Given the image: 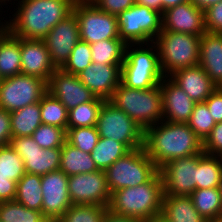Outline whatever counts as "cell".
<instances>
[{"mask_svg":"<svg viewBox=\"0 0 222 222\" xmlns=\"http://www.w3.org/2000/svg\"><path fill=\"white\" fill-rule=\"evenodd\" d=\"M222 175V156L197 154V189L218 188Z\"/></svg>","mask_w":222,"mask_h":222,"instance_id":"f1b7e54d","label":"cell"},{"mask_svg":"<svg viewBox=\"0 0 222 222\" xmlns=\"http://www.w3.org/2000/svg\"><path fill=\"white\" fill-rule=\"evenodd\" d=\"M13 0H0V5H2L3 7L6 5L7 6V3L11 4L12 5V2Z\"/></svg>","mask_w":222,"mask_h":222,"instance_id":"9f6ffc18","label":"cell"},{"mask_svg":"<svg viewBox=\"0 0 222 222\" xmlns=\"http://www.w3.org/2000/svg\"><path fill=\"white\" fill-rule=\"evenodd\" d=\"M187 124L194 133L204 141L216 125V122L208 110L207 105L204 102H199L195 104Z\"/></svg>","mask_w":222,"mask_h":222,"instance_id":"f35d334b","label":"cell"},{"mask_svg":"<svg viewBox=\"0 0 222 222\" xmlns=\"http://www.w3.org/2000/svg\"><path fill=\"white\" fill-rule=\"evenodd\" d=\"M198 64L217 87H222V33L206 31L201 36Z\"/></svg>","mask_w":222,"mask_h":222,"instance_id":"603a6c76","label":"cell"},{"mask_svg":"<svg viewBox=\"0 0 222 222\" xmlns=\"http://www.w3.org/2000/svg\"><path fill=\"white\" fill-rule=\"evenodd\" d=\"M170 78L196 103L205 102L217 88L199 64L178 70Z\"/></svg>","mask_w":222,"mask_h":222,"instance_id":"7402d4cb","label":"cell"},{"mask_svg":"<svg viewBox=\"0 0 222 222\" xmlns=\"http://www.w3.org/2000/svg\"><path fill=\"white\" fill-rule=\"evenodd\" d=\"M15 1H18L16 6ZM75 1L14 0L16 9L9 16L8 31L19 38L44 39L58 22L72 13Z\"/></svg>","mask_w":222,"mask_h":222,"instance_id":"6da1fadb","label":"cell"},{"mask_svg":"<svg viewBox=\"0 0 222 222\" xmlns=\"http://www.w3.org/2000/svg\"><path fill=\"white\" fill-rule=\"evenodd\" d=\"M4 8L2 7V5H0V16H1V20H0V37L3 36L7 31H8V20H4L5 17H3L2 19V13L6 12V11H2ZM2 12V13H1ZM4 20V22H3Z\"/></svg>","mask_w":222,"mask_h":222,"instance_id":"f5cc1de1","label":"cell"},{"mask_svg":"<svg viewBox=\"0 0 222 222\" xmlns=\"http://www.w3.org/2000/svg\"><path fill=\"white\" fill-rule=\"evenodd\" d=\"M208 222H222L221 220H214V221H208Z\"/></svg>","mask_w":222,"mask_h":222,"instance_id":"6f0895ef","label":"cell"},{"mask_svg":"<svg viewBox=\"0 0 222 222\" xmlns=\"http://www.w3.org/2000/svg\"><path fill=\"white\" fill-rule=\"evenodd\" d=\"M90 64H92L91 46L80 40L61 69L67 73L78 75Z\"/></svg>","mask_w":222,"mask_h":222,"instance_id":"60d3db41","label":"cell"},{"mask_svg":"<svg viewBox=\"0 0 222 222\" xmlns=\"http://www.w3.org/2000/svg\"><path fill=\"white\" fill-rule=\"evenodd\" d=\"M21 73L20 38L9 31L0 37V78Z\"/></svg>","mask_w":222,"mask_h":222,"instance_id":"d4e9b609","label":"cell"},{"mask_svg":"<svg viewBox=\"0 0 222 222\" xmlns=\"http://www.w3.org/2000/svg\"><path fill=\"white\" fill-rule=\"evenodd\" d=\"M10 121V112L0 108V147L8 145L12 138Z\"/></svg>","mask_w":222,"mask_h":222,"instance_id":"bcb514c9","label":"cell"},{"mask_svg":"<svg viewBox=\"0 0 222 222\" xmlns=\"http://www.w3.org/2000/svg\"><path fill=\"white\" fill-rule=\"evenodd\" d=\"M218 190H219L220 199H221V202H222V175H221V180L218 184Z\"/></svg>","mask_w":222,"mask_h":222,"instance_id":"11a10c76","label":"cell"},{"mask_svg":"<svg viewBox=\"0 0 222 222\" xmlns=\"http://www.w3.org/2000/svg\"><path fill=\"white\" fill-rule=\"evenodd\" d=\"M26 173L23 159L8 144L0 147V175L18 182Z\"/></svg>","mask_w":222,"mask_h":222,"instance_id":"d590c367","label":"cell"},{"mask_svg":"<svg viewBox=\"0 0 222 222\" xmlns=\"http://www.w3.org/2000/svg\"><path fill=\"white\" fill-rule=\"evenodd\" d=\"M43 40L53 65L56 69H61L75 45L80 41L76 15L72 12L58 22Z\"/></svg>","mask_w":222,"mask_h":222,"instance_id":"9a60e30c","label":"cell"},{"mask_svg":"<svg viewBox=\"0 0 222 222\" xmlns=\"http://www.w3.org/2000/svg\"><path fill=\"white\" fill-rule=\"evenodd\" d=\"M59 170L69 177L80 173L95 172L98 169L90 153H85L66 141L61 148Z\"/></svg>","mask_w":222,"mask_h":222,"instance_id":"484cf974","label":"cell"},{"mask_svg":"<svg viewBox=\"0 0 222 222\" xmlns=\"http://www.w3.org/2000/svg\"><path fill=\"white\" fill-rule=\"evenodd\" d=\"M216 123L222 122V87H217L204 102Z\"/></svg>","mask_w":222,"mask_h":222,"instance_id":"f6af8a7d","label":"cell"},{"mask_svg":"<svg viewBox=\"0 0 222 222\" xmlns=\"http://www.w3.org/2000/svg\"><path fill=\"white\" fill-rule=\"evenodd\" d=\"M142 222H168V221L161 214V215L152 217V218L147 219V220L142 221Z\"/></svg>","mask_w":222,"mask_h":222,"instance_id":"db71d44e","label":"cell"},{"mask_svg":"<svg viewBox=\"0 0 222 222\" xmlns=\"http://www.w3.org/2000/svg\"><path fill=\"white\" fill-rule=\"evenodd\" d=\"M21 73L47 83L56 70L43 39L20 38Z\"/></svg>","mask_w":222,"mask_h":222,"instance_id":"44dd1931","label":"cell"},{"mask_svg":"<svg viewBox=\"0 0 222 222\" xmlns=\"http://www.w3.org/2000/svg\"><path fill=\"white\" fill-rule=\"evenodd\" d=\"M1 222H48L40 211L26 208L19 202H0Z\"/></svg>","mask_w":222,"mask_h":222,"instance_id":"e575fe53","label":"cell"},{"mask_svg":"<svg viewBox=\"0 0 222 222\" xmlns=\"http://www.w3.org/2000/svg\"><path fill=\"white\" fill-rule=\"evenodd\" d=\"M207 32L222 33V1L204 11Z\"/></svg>","mask_w":222,"mask_h":222,"instance_id":"7bdbcfd3","label":"cell"},{"mask_svg":"<svg viewBox=\"0 0 222 222\" xmlns=\"http://www.w3.org/2000/svg\"><path fill=\"white\" fill-rule=\"evenodd\" d=\"M96 128L100 137L123 143L130 150L144 147L145 131L109 100L100 109Z\"/></svg>","mask_w":222,"mask_h":222,"instance_id":"9c48e42d","label":"cell"},{"mask_svg":"<svg viewBox=\"0 0 222 222\" xmlns=\"http://www.w3.org/2000/svg\"><path fill=\"white\" fill-rule=\"evenodd\" d=\"M72 12L78 21L81 41L92 44L119 38L117 16L102 11L91 0H76Z\"/></svg>","mask_w":222,"mask_h":222,"instance_id":"30bf717a","label":"cell"},{"mask_svg":"<svg viewBox=\"0 0 222 222\" xmlns=\"http://www.w3.org/2000/svg\"><path fill=\"white\" fill-rule=\"evenodd\" d=\"M159 169L144 147L131 150L119 158L104 172L111 194L119 189L134 187L148 182Z\"/></svg>","mask_w":222,"mask_h":222,"instance_id":"52a82bcc","label":"cell"},{"mask_svg":"<svg viewBox=\"0 0 222 222\" xmlns=\"http://www.w3.org/2000/svg\"><path fill=\"white\" fill-rule=\"evenodd\" d=\"M163 196V179L158 171L144 184L113 192L108 210L118 216L145 221L161 215Z\"/></svg>","mask_w":222,"mask_h":222,"instance_id":"3957f363","label":"cell"},{"mask_svg":"<svg viewBox=\"0 0 222 222\" xmlns=\"http://www.w3.org/2000/svg\"><path fill=\"white\" fill-rule=\"evenodd\" d=\"M9 145L23 159L26 173L43 176L60 167L61 148L42 149L29 137H12Z\"/></svg>","mask_w":222,"mask_h":222,"instance_id":"5bb4252c","label":"cell"},{"mask_svg":"<svg viewBox=\"0 0 222 222\" xmlns=\"http://www.w3.org/2000/svg\"><path fill=\"white\" fill-rule=\"evenodd\" d=\"M144 148L158 169L167 162L203 153V141L187 123L161 122L148 127Z\"/></svg>","mask_w":222,"mask_h":222,"instance_id":"7a4b0ae2","label":"cell"},{"mask_svg":"<svg viewBox=\"0 0 222 222\" xmlns=\"http://www.w3.org/2000/svg\"><path fill=\"white\" fill-rule=\"evenodd\" d=\"M40 103L10 112L12 137H29L42 124Z\"/></svg>","mask_w":222,"mask_h":222,"instance_id":"4316f807","label":"cell"},{"mask_svg":"<svg viewBox=\"0 0 222 222\" xmlns=\"http://www.w3.org/2000/svg\"><path fill=\"white\" fill-rule=\"evenodd\" d=\"M103 222H142V221L138 220V219L118 216V215L111 213L108 210L106 212V215L104 216Z\"/></svg>","mask_w":222,"mask_h":222,"instance_id":"c3c4849f","label":"cell"},{"mask_svg":"<svg viewBox=\"0 0 222 222\" xmlns=\"http://www.w3.org/2000/svg\"><path fill=\"white\" fill-rule=\"evenodd\" d=\"M100 136L96 126L67 128L66 141L85 153H91Z\"/></svg>","mask_w":222,"mask_h":222,"instance_id":"ab89813d","label":"cell"},{"mask_svg":"<svg viewBox=\"0 0 222 222\" xmlns=\"http://www.w3.org/2000/svg\"><path fill=\"white\" fill-rule=\"evenodd\" d=\"M92 62L123 64L126 44L120 38L107 39L90 44Z\"/></svg>","mask_w":222,"mask_h":222,"instance_id":"1f68e13d","label":"cell"},{"mask_svg":"<svg viewBox=\"0 0 222 222\" xmlns=\"http://www.w3.org/2000/svg\"><path fill=\"white\" fill-rule=\"evenodd\" d=\"M130 151L131 150L123 143L100 137L90 155L97 169L105 171Z\"/></svg>","mask_w":222,"mask_h":222,"instance_id":"4dcf8cb0","label":"cell"},{"mask_svg":"<svg viewBox=\"0 0 222 222\" xmlns=\"http://www.w3.org/2000/svg\"><path fill=\"white\" fill-rule=\"evenodd\" d=\"M161 214L168 222H208L196 210L190 196H163Z\"/></svg>","mask_w":222,"mask_h":222,"instance_id":"cb8c5ba5","label":"cell"},{"mask_svg":"<svg viewBox=\"0 0 222 222\" xmlns=\"http://www.w3.org/2000/svg\"><path fill=\"white\" fill-rule=\"evenodd\" d=\"M68 194L73 205L108 207L111 199V192L103 170L69 176Z\"/></svg>","mask_w":222,"mask_h":222,"instance_id":"7c38bea8","label":"cell"},{"mask_svg":"<svg viewBox=\"0 0 222 222\" xmlns=\"http://www.w3.org/2000/svg\"><path fill=\"white\" fill-rule=\"evenodd\" d=\"M164 77L158 49L153 42L126 45L121 66L123 85L135 89H149L159 85Z\"/></svg>","mask_w":222,"mask_h":222,"instance_id":"277c9868","label":"cell"},{"mask_svg":"<svg viewBox=\"0 0 222 222\" xmlns=\"http://www.w3.org/2000/svg\"><path fill=\"white\" fill-rule=\"evenodd\" d=\"M159 172L163 179L164 196H189L197 189V154L173 159Z\"/></svg>","mask_w":222,"mask_h":222,"instance_id":"4fadbf2b","label":"cell"},{"mask_svg":"<svg viewBox=\"0 0 222 222\" xmlns=\"http://www.w3.org/2000/svg\"><path fill=\"white\" fill-rule=\"evenodd\" d=\"M222 0H189L191 4L200 10L205 11L207 8L219 3Z\"/></svg>","mask_w":222,"mask_h":222,"instance_id":"681fc988","label":"cell"},{"mask_svg":"<svg viewBox=\"0 0 222 222\" xmlns=\"http://www.w3.org/2000/svg\"><path fill=\"white\" fill-rule=\"evenodd\" d=\"M162 30L202 36L206 32L204 11L189 1L162 13Z\"/></svg>","mask_w":222,"mask_h":222,"instance_id":"ac0fdd59","label":"cell"},{"mask_svg":"<svg viewBox=\"0 0 222 222\" xmlns=\"http://www.w3.org/2000/svg\"><path fill=\"white\" fill-rule=\"evenodd\" d=\"M117 23L126 45L152 43L162 30V14L135 3L117 16Z\"/></svg>","mask_w":222,"mask_h":222,"instance_id":"ba28073f","label":"cell"},{"mask_svg":"<svg viewBox=\"0 0 222 222\" xmlns=\"http://www.w3.org/2000/svg\"><path fill=\"white\" fill-rule=\"evenodd\" d=\"M42 213L51 222L57 220L73 205L68 194V176L61 170L41 176Z\"/></svg>","mask_w":222,"mask_h":222,"instance_id":"2e32d148","label":"cell"},{"mask_svg":"<svg viewBox=\"0 0 222 222\" xmlns=\"http://www.w3.org/2000/svg\"><path fill=\"white\" fill-rule=\"evenodd\" d=\"M42 149L62 148L67 131L56 126L41 124L31 136Z\"/></svg>","mask_w":222,"mask_h":222,"instance_id":"74e56055","label":"cell"},{"mask_svg":"<svg viewBox=\"0 0 222 222\" xmlns=\"http://www.w3.org/2000/svg\"><path fill=\"white\" fill-rule=\"evenodd\" d=\"M108 207L98 205H72L57 222H103Z\"/></svg>","mask_w":222,"mask_h":222,"instance_id":"8d00e7d4","label":"cell"},{"mask_svg":"<svg viewBox=\"0 0 222 222\" xmlns=\"http://www.w3.org/2000/svg\"><path fill=\"white\" fill-rule=\"evenodd\" d=\"M121 66L122 64L92 62V64L78 74V77L96 97L109 100L121 83Z\"/></svg>","mask_w":222,"mask_h":222,"instance_id":"d6986e66","label":"cell"},{"mask_svg":"<svg viewBox=\"0 0 222 222\" xmlns=\"http://www.w3.org/2000/svg\"><path fill=\"white\" fill-rule=\"evenodd\" d=\"M109 101L129 115L144 131L162 121L160 84L149 89H135L120 83Z\"/></svg>","mask_w":222,"mask_h":222,"instance_id":"5b68a950","label":"cell"},{"mask_svg":"<svg viewBox=\"0 0 222 222\" xmlns=\"http://www.w3.org/2000/svg\"><path fill=\"white\" fill-rule=\"evenodd\" d=\"M17 182L0 175V202L12 201L16 196Z\"/></svg>","mask_w":222,"mask_h":222,"instance_id":"7dc6e473","label":"cell"},{"mask_svg":"<svg viewBox=\"0 0 222 222\" xmlns=\"http://www.w3.org/2000/svg\"><path fill=\"white\" fill-rule=\"evenodd\" d=\"M203 152L208 155L222 156V122L216 123L203 141Z\"/></svg>","mask_w":222,"mask_h":222,"instance_id":"b9f144b4","label":"cell"},{"mask_svg":"<svg viewBox=\"0 0 222 222\" xmlns=\"http://www.w3.org/2000/svg\"><path fill=\"white\" fill-rule=\"evenodd\" d=\"M39 103L42 124L56 126L67 131L68 110L65 105L49 92L42 97Z\"/></svg>","mask_w":222,"mask_h":222,"instance_id":"836d02e7","label":"cell"},{"mask_svg":"<svg viewBox=\"0 0 222 222\" xmlns=\"http://www.w3.org/2000/svg\"><path fill=\"white\" fill-rule=\"evenodd\" d=\"M15 201L28 209L42 212L41 176L25 173L17 182Z\"/></svg>","mask_w":222,"mask_h":222,"instance_id":"83f0119b","label":"cell"},{"mask_svg":"<svg viewBox=\"0 0 222 222\" xmlns=\"http://www.w3.org/2000/svg\"><path fill=\"white\" fill-rule=\"evenodd\" d=\"M47 82L35 76L16 74L0 81V108L9 112L40 102Z\"/></svg>","mask_w":222,"mask_h":222,"instance_id":"8fae6325","label":"cell"},{"mask_svg":"<svg viewBox=\"0 0 222 222\" xmlns=\"http://www.w3.org/2000/svg\"><path fill=\"white\" fill-rule=\"evenodd\" d=\"M136 3L161 13V0H136Z\"/></svg>","mask_w":222,"mask_h":222,"instance_id":"f907efd6","label":"cell"},{"mask_svg":"<svg viewBox=\"0 0 222 222\" xmlns=\"http://www.w3.org/2000/svg\"><path fill=\"white\" fill-rule=\"evenodd\" d=\"M189 0H161V14L168 8L183 4Z\"/></svg>","mask_w":222,"mask_h":222,"instance_id":"816d5d0a","label":"cell"},{"mask_svg":"<svg viewBox=\"0 0 222 222\" xmlns=\"http://www.w3.org/2000/svg\"><path fill=\"white\" fill-rule=\"evenodd\" d=\"M201 36L161 30L153 43L158 49L161 70L170 77L178 70L198 65Z\"/></svg>","mask_w":222,"mask_h":222,"instance_id":"8992f818","label":"cell"},{"mask_svg":"<svg viewBox=\"0 0 222 222\" xmlns=\"http://www.w3.org/2000/svg\"><path fill=\"white\" fill-rule=\"evenodd\" d=\"M104 99L97 97L68 110L67 128L96 126Z\"/></svg>","mask_w":222,"mask_h":222,"instance_id":"d6a6232c","label":"cell"},{"mask_svg":"<svg viewBox=\"0 0 222 222\" xmlns=\"http://www.w3.org/2000/svg\"><path fill=\"white\" fill-rule=\"evenodd\" d=\"M99 9L109 14L118 16L130 8L136 0H91Z\"/></svg>","mask_w":222,"mask_h":222,"instance_id":"ee69618b","label":"cell"},{"mask_svg":"<svg viewBox=\"0 0 222 222\" xmlns=\"http://www.w3.org/2000/svg\"><path fill=\"white\" fill-rule=\"evenodd\" d=\"M162 95V120L171 123H187L196 102L170 77H164L160 83Z\"/></svg>","mask_w":222,"mask_h":222,"instance_id":"ffe728a7","label":"cell"},{"mask_svg":"<svg viewBox=\"0 0 222 222\" xmlns=\"http://www.w3.org/2000/svg\"><path fill=\"white\" fill-rule=\"evenodd\" d=\"M189 196L196 210L207 221L220 220L222 202L218 188L196 189Z\"/></svg>","mask_w":222,"mask_h":222,"instance_id":"f546056e","label":"cell"},{"mask_svg":"<svg viewBox=\"0 0 222 222\" xmlns=\"http://www.w3.org/2000/svg\"><path fill=\"white\" fill-rule=\"evenodd\" d=\"M47 92L58 99L70 110L79 104L94 101L97 97L79 79L73 75L56 69L47 83Z\"/></svg>","mask_w":222,"mask_h":222,"instance_id":"e0dca14e","label":"cell"}]
</instances>
